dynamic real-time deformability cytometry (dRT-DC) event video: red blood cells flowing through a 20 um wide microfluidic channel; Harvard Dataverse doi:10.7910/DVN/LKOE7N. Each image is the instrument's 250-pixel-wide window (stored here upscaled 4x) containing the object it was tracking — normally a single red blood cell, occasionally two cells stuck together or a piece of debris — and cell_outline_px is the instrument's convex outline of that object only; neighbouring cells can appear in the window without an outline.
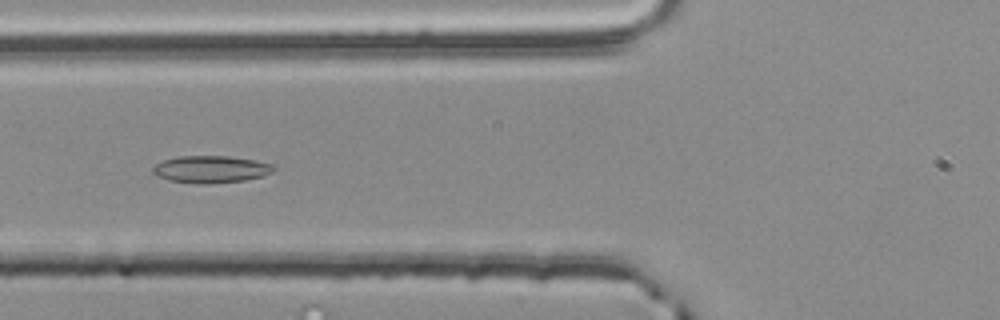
{"species": "common noctule bat (a hibernating species)", "species_latin": "Nyctalus noctula", "temperature_condition": "room temperature", "stored_images_in_passage": 14, "camera_frame_rate_fps": 3000, "um_per_image_px": 0.085, "animal": {"sex": "male", "body_mass_g": 20.4}, "frame": {"image": 1, "passage_image": 5, "time_ms": 1.333, "image_size_px": [1000, 320], "cell_outline_px": [[276, 168], [272, 172], [264, 176], [244, 180], [168, 180], [152, 172], [152, 168], [156, 164], [164, 160], [180, 156], [228, 156], [256, 160], [272, 164]], "centroid_in_image_um": [17.99, 14.32], "position_along_channel_um": 107.8, "area_um2": 17.86}}
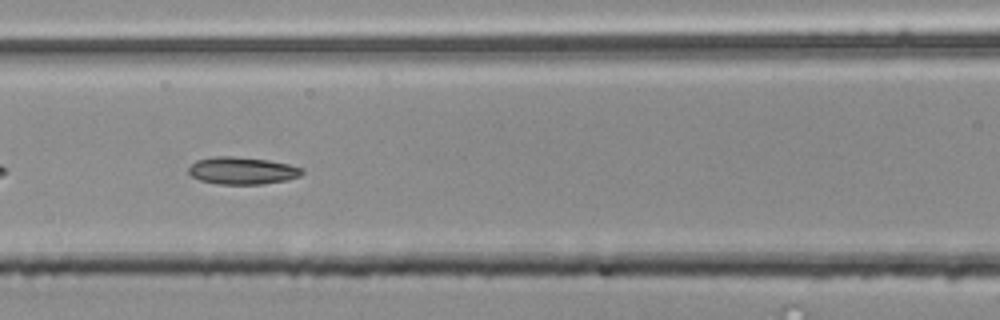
{"frame": {"image": 2, "passage_image": 8, "time_ms": 2.333, "image_size_px": [1000, 320], "cell_outline_px": [[304, 172], [300, 176], [284, 180], [260, 184], [216, 184], [200, 180], [192, 176], [188, 172], [188, 168], [196, 160], [212, 156], [232, 156], [268, 160], [288, 164], [304, 168]], "centroid_in_image_um": [20.57, 14.5], "position_along_channel_um": 146.0, "area_um2": 18.03}}